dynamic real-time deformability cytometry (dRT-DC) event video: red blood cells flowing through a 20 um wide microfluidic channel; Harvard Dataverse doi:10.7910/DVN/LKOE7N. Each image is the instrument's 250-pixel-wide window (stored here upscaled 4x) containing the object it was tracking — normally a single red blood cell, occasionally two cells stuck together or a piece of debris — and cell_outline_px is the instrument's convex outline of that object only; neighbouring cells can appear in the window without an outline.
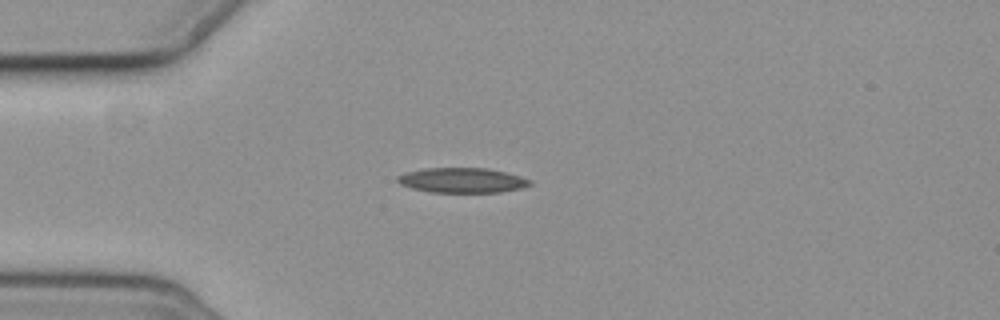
{"species": "common noctule bat (a hibernating species)", "species_latin": "Nyctalus noctula", "temperature_condition": "cold", "stored_images_in_passage": 1, "camera_frame_rate_fps": 3000, "um_per_image_px": 0.085, "animal": {"sex": "female", "body_mass_g": 19.3, "forearm_length_mm": 54.1}, "frame": {"image": 1, "passage_image": 1, "time_ms": 0.0, "image_size_px": [1000, 320], "cell_outline_px": [[532, 184], [520, 188], [500, 192], [432, 192], [412, 188], [400, 184], [396, 180], [396, 176], [408, 172], [424, 168], [488, 168], [520, 176], [532, 180]], "centroid_in_image_um": [39.28, 15.32], "position_along_channel_um": 45.7, "area_um2": 19.13}}